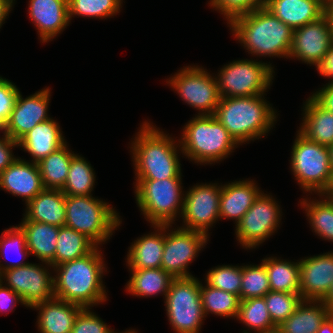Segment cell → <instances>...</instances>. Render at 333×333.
<instances>
[{
  "label": "cell",
  "mask_w": 333,
  "mask_h": 333,
  "mask_svg": "<svg viewBox=\"0 0 333 333\" xmlns=\"http://www.w3.org/2000/svg\"><path fill=\"white\" fill-rule=\"evenodd\" d=\"M18 226L25 233L30 256L50 263L55 257L59 227L35 221H21Z\"/></svg>",
  "instance_id": "cell-28"
},
{
  "label": "cell",
  "mask_w": 333,
  "mask_h": 333,
  "mask_svg": "<svg viewBox=\"0 0 333 333\" xmlns=\"http://www.w3.org/2000/svg\"><path fill=\"white\" fill-rule=\"evenodd\" d=\"M323 87L311 93V97L325 110L333 113V82H328Z\"/></svg>",
  "instance_id": "cell-48"
},
{
  "label": "cell",
  "mask_w": 333,
  "mask_h": 333,
  "mask_svg": "<svg viewBox=\"0 0 333 333\" xmlns=\"http://www.w3.org/2000/svg\"><path fill=\"white\" fill-rule=\"evenodd\" d=\"M95 247L96 245L84 234L66 226L59 227L55 257L49 264L54 267L76 260L90 253Z\"/></svg>",
  "instance_id": "cell-34"
},
{
  "label": "cell",
  "mask_w": 333,
  "mask_h": 333,
  "mask_svg": "<svg viewBox=\"0 0 333 333\" xmlns=\"http://www.w3.org/2000/svg\"><path fill=\"white\" fill-rule=\"evenodd\" d=\"M181 132L182 155L197 165L220 163L239 146L214 115L196 114Z\"/></svg>",
  "instance_id": "cell-5"
},
{
  "label": "cell",
  "mask_w": 333,
  "mask_h": 333,
  "mask_svg": "<svg viewBox=\"0 0 333 333\" xmlns=\"http://www.w3.org/2000/svg\"><path fill=\"white\" fill-rule=\"evenodd\" d=\"M138 130L128 146L135 179L182 178L179 139L147 120L141 123Z\"/></svg>",
  "instance_id": "cell-2"
},
{
  "label": "cell",
  "mask_w": 333,
  "mask_h": 333,
  "mask_svg": "<svg viewBox=\"0 0 333 333\" xmlns=\"http://www.w3.org/2000/svg\"><path fill=\"white\" fill-rule=\"evenodd\" d=\"M103 256L96 246L83 257L54 266V297L91 309L105 303L108 296L103 276L107 267Z\"/></svg>",
  "instance_id": "cell-1"
},
{
  "label": "cell",
  "mask_w": 333,
  "mask_h": 333,
  "mask_svg": "<svg viewBox=\"0 0 333 333\" xmlns=\"http://www.w3.org/2000/svg\"><path fill=\"white\" fill-rule=\"evenodd\" d=\"M316 333H333V312L325 318Z\"/></svg>",
  "instance_id": "cell-51"
},
{
  "label": "cell",
  "mask_w": 333,
  "mask_h": 333,
  "mask_svg": "<svg viewBox=\"0 0 333 333\" xmlns=\"http://www.w3.org/2000/svg\"><path fill=\"white\" fill-rule=\"evenodd\" d=\"M267 0H210L208 5L218 11L227 25L236 17L265 7Z\"/></svg>",
  "instance_id": "cell-43"
},
{
  "label": "cell",
  "mask_w": 333,
  "mask_h": 333,
  "mask_svg": "<svg viewBox=\"0 0 333 333\" xmlns=\"http://www.w3.org/2000/svg\"><path fill=\"white\" fill-rule=\"evenodd\" d=\"M270 283L265 265H242V280L239 293L240 300L262 298L270 292Z\"/></svg>",
  "instance_id": "cell-40"
},
{
  "label": "cell",
  "mask_w": 333,
  "mask_h": 333,
  "mask_svg": "<svg viewBox=\"0 0 333 333\" xmlns=\"http://www.w3.org/2000/svg\"><path fill=\"white\" fill-rule=\"evenodd\" d=\"M264 299L270 318L276 326L292 315L303 300L300 294L279 291L268 292Z\"/></svg>",
  "instance_id": "cell-41"
},
{
  "label": "cell",
  "mask_w": 333,
  "mask_h": 333,
  "mask_svg": "<svg viewBox=\"0 0 333 333\" xmlns=\"http://www.w3.org/2000/svg\"><path fill=\"white\" fill-rule=\"evenodd\" d=\"M112 333H138L136 331V329H126V331H122V332H116V331H113Z\"/></svg>",
  "instance_id": "cell-55"
},
{
  "label": "cell",
  "mask_w": 333,
  "mask_h": 333,
  "mask_svg": "<svg viewBox=\"0 0 333 333\" xmlns=\"http://www.w3.org/2000/svg\"><path fill=\"white\" fill-rule=\"evenodd\" d=\"M168 322L175 333H200L204 319L197 277L174 278L164 300Z\"/></svg>",
  "instance_id": "cell-10"
},
{
  "label": "cell",
  "mask_w": 333,
  "mask_h": 333,
  "mask_svg": "<svg viewBox=\"0 0 333 333\" xmlns=\"http://www.w3.org/2000/svg\"><path fill=\"white\" fill-rule=\"evenodd\" d=\"M322 302L326 305V307L333 312V285L330 288L329 292L325 296V298L322 300Z\"/></svg>",
  "instance_id": "cell-52"
},
{
  "label": "cell",
  "mask_w": 333,
  "mask_h": 333,
  "mask_svg": "<svg viewBox=\"0 0 333 333\" xmlns=\"http://www.w3.org/2000/svg\"><path fill=\"white\" fill-rule=\"evenodd\" d=\"M228 27L232 35L251 56L289 57L293 29L265 7L233 19Z\"/></svg>",
  "instance_id": "cell-3"
},
{
  "label": "cell",
  "mask_w": 333,
  "mask_h": 333,
  "mask_svg": "<svg viewBox=\"0 0 333 333\" xmlns=\"http://www.w3.org/2000/svg\"><path fill=\"white\" fill-rule=\"evenodd\" d=\"M333 44V27L326 13L319 20L293 30L290 59H297L316 69Z\"/></svg>",
  "instance_id": "cell-16"
},
{
  "label": "cell",
  "mask_w": 333,
  "mask_h": 333,
  "mask_svg": "<svg viewBox=\"0 0 333 333\" xmlns=\"http://www.w3.org/2000/svg\"><path fill=\"white\" fill-rule=\"evenodd\" d=\"M316 70L321 76L330 79L328 82H333V44Z\"/></svg>",
  "instance_id": "cell-49"
},
{
  "label": "cell",
  "mask_w": 333,
  "mask_h": 333,
  "mask_svg": "<svg viewBox=\"0 0 333 333\" xmlns=\"http://www.w3.org/2000/svg\"><path fill=\"white\" fill-rule=\"evenodd\" d=\"M166 83L183 102L198 110L197 115H214L221 96L214 74L206 68L193 64L183 66Z\"/></svg>",
  "instance_id": "cell-11"
},
{
  "label": "cell",
  "mask_w": 333,
  "mask_h": 333,
  "mask_svg": "<svg viewBox=\"0 0 333 333\" xmlns=\"http://www.w3.org/2000/svg\"><path fill=\"white\" fill-rule=\"evenodd\" d=\"M306 196L301 198L300 207L305 210L312 232L319 239L333 242V195L317 194L318 200Z\"/></svg>",
  "instance_id": "cell-31"
},
{
  "label": "cell",
  "mask_w": 333,
  "mask_h": 333,
  "mask_svg": "<svg viewBox=\"0 0 333 333\" xmlns=\"http://www.w3.org/2000/svg\"><path fill=\"white\" fill-rule=\"evenodd\" d=\"M296 132L289 160L291 173L304 194H329L333 184V170L328 147Z\"/></svg>",
  "instance_id": "cell-8"
},
{
  "label": "cell",
  "mask_w": 333,
  "mask_h": 333,
  "mask_svg": "<svg viewBox=\"0 0 333 333\" xmlns=\"http://www.w3.org/2000/svg\"><path fill=\"white\" fill-rule=\"evenodd\" d=\"M38 310L36 326L40 333H71L82 306L58 298L34 305Z\"/></svg>",
  "instance_id": "cell-23"
},
{
  "label": "cell",
  "mask_w": 333,
  "mask_h": 333,
  "mask_svg": "<svg viewBox=\"0 0 333 333\" xmlns=\"http://www.w3.org/2000/svg\"><path fill=\"white\" fill-rule=\"evenodd\" d=\"M239 59L225 64L215 74L221 97H247L266 94L275 76L270 62Z\"/></svg>",
  "instance_id": "cell-9"
},
{
  "label": "cell",
  "mask_w": 333,
  "mask_h": 333,
  "mask_svg": "<svg viewBox=\"0 0 333 333\" xmlns=\"http://www.w3.org/2000/svg\"><path fill=\"white\" fill-rule=\"evenodd\" d=\"M136 204L150 225H176L184 203L182 178L134 179Z\"/></svg>",
  "instance_id": "cell-7"
},
{
  "label": "cell",
  "mask_w": 333,
  "mask_h": 333,
  "mask_svg": "<svg viewBox=\"0 0 333 333\" xmlns=\"http://www.w3.org/2000/svg\"><path fill=\"white\" fill-rule=\"evenodd\" d=\"M28 14L43 44L52 41L71 23L68 0H29Z\"/></svg>",
  "instance_id": "cell-19"
},
{
  "label": "cell",
  "mask_w": 333,
  "mask_h": 333,
  "mask_svg": "<svg viewBox=\"0 0 333 333\" xmlns=\"http://www.w3.org/2000/svg\"><path fill=\"white\" fill-rule=\"evenodd\" d=\"M68 147L69 144L66 142L62 147L37 163L44 188L63 189L67 180L71 159L76 154Z\"/></svg>",
  "instance_id": "cell-33"
},
{
  "label": "cell",
  "mask_w": 333,
  "mask_h": 333,
  "mask_svg": "<svg viewBox=\"0 0 333 333\" xmlns=\"http://www.w3.org/2000/svg\"><path fill=\"white\" fill-rule=\"evenodd\" d=\"M282 257H265L262 263L267 270L271 291L300 294L299 260L292 261Z\"/></svg>",
  "instance_id": "cell-32"
},
{
  "label": "cell",
  "mask_w": 333,
  "mask_h": 333,
  "mask_svg": "<svg viewBox=\"0 0 333 333\" xmlns=\"http://www.w3.org/2000/svg\"><path fill=\"white\" fill-rule=\"evenodd\" d=\"M8 253L15 254V256L18 255L21 259L17 258L9 261ZM29 255L25 233L22 229L18 225L4 229L0 236V259L5 257L4 259L9 262L3 263L0 261L1 272L29 264V261H24Z\"/></svg>",
  "instance_id": "cell-38"
},
{
  "label": "cell",
  "mask_w": 333,
  "mask_h": 333,
  "mask_svg": "<svg viewBox=\"0 0 333 333\" xmlns=\"http://www.w3.org/2000/svg\"><path fill=\"white\" fill-rule=\"evenodd\" d=\"M236 320L247 327L242 333H251V331L274 333L277 331V326L270 318L264 297L240 300Z\"/></svg>",
  "instance_id": "cell-35"
},
{
  "label": "cell",
  "mask_w": 333,
  "mask_h": 333,
  "mask_svg": "<svg viewBox=\"0 0 333 333\" xmlns=\"http://www.w3.org/2000/svg\"><path fill=\"white\" fill-rule=\"evenodd\" d=\"M330 313L322 301L302 300L294 313L277 326L276 333H316Z\"/></svg>",
  "instance_id": "cell-29"
},
{
  "label": "cell",
  "mask_w": 333,
  "mask_h": 333,
  "mask_svg": "<svg viewBox=\"0 0 333 333\" xmlns=\"http://www.w3.org/2000/svg\"><path fill=\"white\" fill-rule=\"evenodd\" d=\"M231 182V183H230ZM222 184L219 201V215L221 219H231L235 225L253 205L262 192L257 182L252 179L233 180Z\"/></svg>",
  "instance_id": "cell-21"
},
{
  "label": "cell",
  "mask_w": 333,
  "mask_h": 333,
  "mask_svg": "<svg viewBox=\"0 0 333 333\" xmlns=\"http://www.w3.org/2000/svg\"><path fill=\"white\" fill-rule=\"evenodd\" d=\"M96 175L90 162L75 154L70 163L67 180L61 190L68 196H90L95 187Z\"/></svg>",
  "instance_id": "cell-36"
},
{
  "label": "cell",
  "mask_w": 333,
  "mask_h": 333,
  "mask_svg": "<svg viewBox=\"0 0 333 333\" xmlns=\"http://www.w3.org/2000/svg\"><path fill=\"white\" fill-rule=\"evenodd\" d=\"M329 195H333V184H332V187H331Z\"/></svg>",
  "instance_id": "cell-57"
},
{
  "label": "cell",
  "mask_w": 333,
  "mask_h": 333,
  "mask_svg": "<svg viewBox=\"0 0 333 333\" xmlns=\"http://www.w3.org/2000/svg\"><path fill=\"white\" fill-rule=\"evenodd\" d=\"M154 231L143 234L128 247L125 258L128 269H154L161 267L164 248V225H151Z\"/></svg>",
  "instance_id": "cell-25"
},
{
  "label": "cell",
  "mask_w": 333,
  "mask_h": 333,
  "mask_svg": "<svg viewBox=\"0 0 333 333\" xmlns=\"http://www.w3.org/2000/svg\"><path fill=\"white\" fill-rule=\"evenodd\" d=\"M91 308H83L77 315L71 333H112L114 329L105 323Z\"/></svg>",
  "instance_id": "cell-44"
},
{
  "label": "cell",
  "mask_w": 333,
  "mask_h": 333,
  "mask_svg": "<svg viewBox=\"0 0 333 333\" xmlns=\"http://www.w3.org/2000/svg\"><path fill=\"white\" fill-rule=\"evenodd\" d=\"M2 272H1V270H0V283L2 282Z\"/></svg>",
  "instance_id": "cell-59"
},
{
  "label": "cell",
  "mask_w": 333,
  "mask_h": 333,
  "mask_svg": "<svg viewBox=\"0 0 333 333\" xmlns=\"http://www.w3.org/2000/svg\"><path fill=\"white\" fill-rule=\"evenodd\" d=\"M51 100V88L43 89L23 98L18 94L10 119L2 131L12 140L19 142L37 124L51 119L48 114Z\"/></svg>",
  "instance_id": "cell-17"
},
{
  "label": "cell",
  "mask_w": 333,
  "mask_h": 333,
  "mask_svg": "<svg viewBox=\"0 0 333 333\" xmlns=\"http://www.w3.org/2000/svg\"><path fill=\"white\" fill-rule=\"evenodd\" d=\"M328 150H329V156H330V164H331V168L333 170V144L328 146Z\"/></svg>",
  "instance_id": "cell-54"
},
{
  "label": "cell",
  "mask_w": 333,
  "mask_h": 333,
  "mask_svg": "<svg viewBox=\"0 0 333 333\" xmlns=\"http://www.w3.org/2000/svg\"><path fill=\"white\" fill-rule=\"evenodd\" d=\"M7 1H9L14 6L16 0H7Z\"/></svg>",
  "instance_id": "cell-56"
},
{
  "label": "cell",
  "mask_w": 333,
  "mask_h": 333,
  "mask_svg": "<svg viewBox=\"0 0 333 333\" xmlns=\"http://www.w3.org/2000/svg\"><path fill=\"white\" fill-rule=\"evenodd\" d=\"M0 189L21 197L26 204L44 189L38 164L17 157L0 173Z\"/></svg>",
  "instance_id": "cell-20"
},
{
  "label": "cell",
  "mask_w": 333,
  "mask_h": 333,
  "mask_svg": "<svg viewBox=\"0 0 333 333\" xmlns=\"http://www.w3.org/2000/svg\"><path fill=\"white\" fill-rule=\"evenodd\" d=\"M327 14L330 16L332 21V27H333V2L329 3L327 5Z\"/></svg>",
  "instance_id": "cell-53"
},
{
  "label": "cell",
  "mask_w": 333,
  "mask_h": 333,
  "mask_svg": "<svg viewBox=\"0 0 333 333\" xmlns=\"http://www.w3.org/2000/svg\"><path fill=\"white\" fill-rule=\"evenodd\" d=\"M264 96L221 97L214 116L239 145L267 136L275 126L279 114Z\"/></svg>",
  "instance_id": "cell-4"
},
{
  "label": "cell",
  "mask_w": 333,
  "mask_h": 333,
  "mask_svg": "<svg viewBox=\"0 0 333 333\" xmlns=\"http://www.w3.org/2000/svg\"><path fill=\"white\" fill-rule=\"evenodd\" d=\"M299 266L301 298L322 301L333 285V252L301 258Z\"/></svg>",
  "instance_id": "cell-18"
},
{
  "label": "cell",
  "mask_w": 333,
  "mask_h": 333,
  "mask_svg": "<svg viewBox=\"0 0 333 333\" xmlns=\"http://www.w3.org/2000/svg\"><path fill=\"white\" fill-rule=\"evenodd\" d=\"M40 263L2 271V283L22 298L26 308L31 309L40 302L54 298L53 267L46 262Z\"/></svg>",
  "instance_id": "cell-14"
},
{
  "label": "cell",
  "mask_w": 333,
  "mask_h": 333,
  "mask_svg": "<svg viewBox=\"0 0 333 333\" xmlns=\"http://www.w3.org/2000/svg\"><path fill=\"white\" fill-rule=\"evenodd\" d=\"M67 141L63 131L53 118L37 124L19 142L18 147L31 156L33 163H38L46 156L62 147Z\"/></svg>",
  "instance_id": "cell-24"
},
{
  "label": "cell",
  "mask_w": 333,
  "mask_h": 333,
  "mask_svg": "<svg viewBox=\"0 0 333 333\" xmlns=\"http://www.w3.org/2000/svg\"><path fill=\"white\" fill-rule=\"evenodd\" d=\"M13 7L9 1L0 0V29L5 24V20L9 17V13H11Z\"/></svg>",
  "instance_id": "cell-50"
},
{
  "label": "cell",
  "mask_w": 333,
  "mask_h": 333,
  "mask_svg": "<svg viewBox=\"0 0 333 333\" xmlns=\"http://www.w3.org/2000/svg\"><path fill=\"white\" fill-rule=\"evenodd\" d=\"M333 2V0H326V4L328 5L329 3Z\"/></svg>",
  "instance_id": "cell-58"
},
{
  "label": "cell",
  "mask_w": 333,
  "mask_h": 333,
  "mask_svg": "<svg viewBox=\"0 0 333 333\" xmlns=\"http://www.w3.org/2000/svg\"><path fill=\"white\" fill-rule=\"evenodd\" d=\"M123 0H68L69 19L88 17L107 19L121 12Z\"/></svg>",
  "instance_id": "cell-39"
},
{
  "label": "cell",
  "mask_w": 333,
  "mask_h": 333,
  "mask_svg": "<svg viewBox=\"0 0 333 333\" xmlns=\"http://www.w3.org/2000/svg\"><path fill=\"white\" fill-rule=\"evenodd\" d=\"M200 297L205 317L210 313L224 318H236L240 299L237 295L214 288L200 281Z\"/></svg>",
  "instance_id": "cell-37"
},
{
  "label": "cell",
  "mask_w": 333,
  "mask_h": 333,
  "mask_svg": "<svg viewBox=\"0 0 333 333\" xmlns=\"http://www.w3.org/2000/svg\"><path fill=\"white\" fill-rule=\"evenodd\" d=\"M302 122L298 131L320 145L333 144V113L322 108L311 96L303 103Z\"/></svg>",
  "instance_id": "cell-27"
},
{
  "label": "cell",
  "mask_w": 333,
  "mask_h": 333,
  "mask_svg": "<svg viewBox=\"0 0 333 333\" xmlns=\"http://www.w3.org/2000/svg\"><path fill=\"white\" fill-rule=\"evenodd\" d=\"M19 93L15 83L0 76V133L8 124Z\"/></svg>",
  "instance_id": "cell-45"
},
{
  "label": "cell",
  "mask_w": 333,
  "mask_h": 333,
  "mask_svg": "<svg viewBox=\"0 0 333 333\" xmlns=\"http://www.w3.org/2000/svg\"><path fill=\"white\" fill-rule=\"evenodd\" d=\"M65 209L64 226L84 234L99 247L109 241L122 224L121 216L113 205L92 195H65Z\"/></svg>",
  "instance_id": "cell-6"
},
{
  "label": "cell",
  "mask_w": 333,
  "mask_h": 333,
  "mask_svg": "<svg viewBox=\"0 0 333 333\" xmlns=\"http://www.w3.org/2000/svg\"><path fill=\"white\" fill-rule=\"evenodd\" d=\"M173 225H164V248L161 268L173 278H187L193 275L189 265L208 244L209 237L200 231H193ZM174 230V231H173Z\"/></svg>",
  "instance_id": "cell-13"
},
{
  "label": "cell",
  "mask_w": 333,
  "mask_h": 333,
  "mask_svg": "<svg viewBox=\"0 0 333 333\" xmlns=\"http://www.w3.org/2000/svg\"><path fill=\"white\" fill-rule=\"evenodd\" d=\"M25 206L22 221H35L58 227L65 225V194L61 190L44 188Z\"/></svg>",
  "instance_id": "cell-26"
},
{
  "label": "cell",
  "mask_w": 333,
  "mask_h": 333,
  "mask_svg": "<svg viewBox=\"0 0 333 333\" xmlns=\"http://www.w3.org/2000/svg\"><path fill=\"white\" fill-rule=\"evenodd\" d=\"M222 185L219 183H201L189 187L184 193L181 214L184 229L200 231L210 237V228L220 221L219 201Z\"/></svg>",
  "instance_id": "cell-15"
},
{
  "label": "cell",
  "mask_w": 333,
  "mask_h": 333,
  "mask_svg": "<svg viewBox=\"0 0 333 333\" xmlns=\"http://www.w3.org/2000/svg\"><path fill=\"white\" fill-rule=\"evenodd\" d=\"M20 303L24 305L22 298L15 293L11 288L4 285L2 282L0 283V314L5 312L7 315L8 312L14 311L15 306ZM7 311V312H6Z\"/></svg>",
  "instance_id": "cell-47"
},
{
  "label": "cell",
  "mask_w": 333,
  "mask_h": 333,
  "mask_svg": "<svg viewBox=\"0 0 333 333\" xmlns=\"http://www.w3.org/2000/svg\"><path fill=\"white\" fill-rule=\"evenodd\" d=\"M205 283L223 291H227L239 297L242 265H218L209 269L205 276Z\"/></svg>",
  "instance_id": "cell-42"
},
{
  "label": "cell",
  "mask_w": 333,
  "mask_h": 333,
  "mask_svg": "<svg viewBox=\"0 0 333 333\" xmlns=\"http://www.w3.org/2000/svg\"><path fill=\"white\" fill-rule=\"evenodd\" d=\"M130 279L126 283V293L136 297L163 296L165 300L171 281L174 279L161 267L154 269H128Z\"/></svg>",
  "instance_id": "cell-30"
},
{
  "label": "cell",
  "mask_w": 333,
  "mask_h": 333,
  "mask_svg": "<svg viewBox=\"0 0 333 333\" xmlns=\"http://www.w3.org/2000/svg\"><path fill=\"white\" fill-rule=\"evenodd\" d=\"M272 195L262 191L253 205L235 225L238 243L244 249H256L280 228L282 208Z\"/></svg>",
  "instance_id": "cell-12"
},
{
  "label": "cell",
  "mask_w": 333,
  "mask_h": 333,
  "mask_svg": "<svg viewBox=\"0 0 333 333\" xmlns=\"http://www.w3.org/2000/svg\"><path fill=\"white\" fill-rule=\"evenodd\" d=\"M0 135V173L3 172L17 157L13 150L18 147V142L12 140L7 134ZM13 149V150H12Z\"/></svg>",
  "instance_id": "cell-46"
},
{
  "label": "cell",
  "mask_w": 333,
  "mask_h": 333,
  "mask_svg": "<svg viewBox=\"0 0 333 333\" xmlns=\"http://www.w3.org/2000/svg\"><path fill=\"white\" fill-rule=\"evenodd\" d=\"M265 8L293 30L315 22L327 13L323 0H267Z\"/></svg>",
  "instance_id": "cell-22"
}]
</instances>
